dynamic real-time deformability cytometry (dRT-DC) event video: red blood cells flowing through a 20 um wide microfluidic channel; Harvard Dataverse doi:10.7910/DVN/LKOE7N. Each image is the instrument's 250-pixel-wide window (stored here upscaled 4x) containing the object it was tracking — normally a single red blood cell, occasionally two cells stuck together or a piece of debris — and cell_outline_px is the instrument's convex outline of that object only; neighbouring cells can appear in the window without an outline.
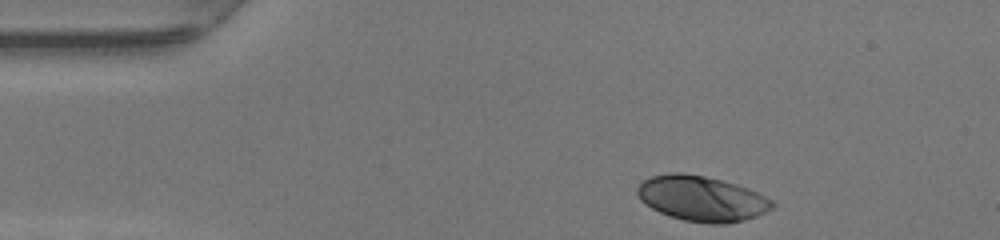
{"species": "human", "species_latin": "Homo sapiens", "temperature_condition": "warm", "stored_images_in_passage": 32, "camera_frame_rate_fps": 3000, "um_per_image_px": 0.085, "donor": {"sex": "female"}, "frame": {"image": 1, "passage_image": 1, "time_ms": 0.0, "image_size_px": [1000, 240], "cell_outline_px": [[776, 204], [772, 208], [756, 216], [744, 220], [728, 224], [708, 224], [684, 220], [660, 212], [644, 204], [640, 200], [636, 192], [636, 188], [644, 180], [652, 176], [672, 172], [684, 172], [704, 176], [736, 184], [748, 188], [772, 200]], "centroid_in_image_um": [59.63, 16.88], "position_along_channel_um": 25.4, "area_um2": 35.55}}
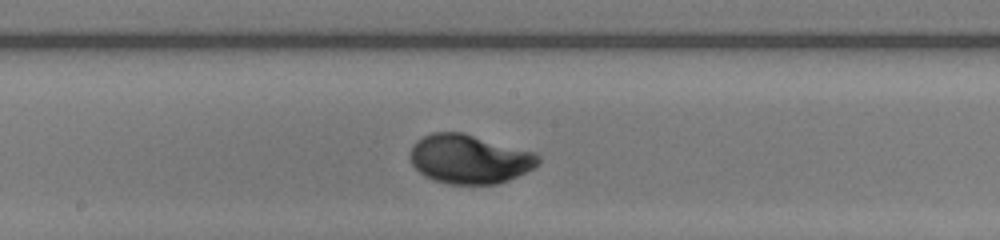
{"frame": {"image": 2, "passage_image": 19, "time_ms": 6.0, "image_size_px": [1000, 240], "cell_outline_px": [[540, 164], [508, 180], [496, 184], [448, 184], [432, 180], [424, 176], [412, 164], [408, 156], [412, 144], [416, 140], [432, 132], [464, 132], [532, 152], [540, 156]], "centroid_in_image_um": [39.84, 13.51], "position_along_channel_um": 208.4, "area_um2": 36.7}}
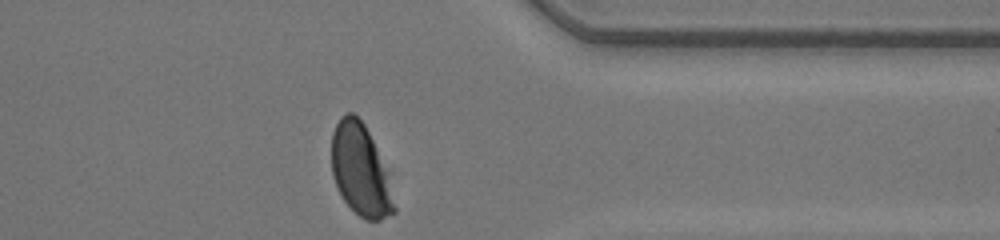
{"frame": {"image": 3, "passage_image": 32, "time_ms": 10.333, "image_size_px": [1000, 240], "cell_outline_px": [[396, 212], [380, 220], [368, 220], [360, 216], [344, 200], [332, 176], [332, 132], [340, 116], [348, 112], [352, 112], [364, 124], [388, 168], [396, 208]], "centroid_in_image_um": [30.67, 14.46], "position_along_channel_um": 380.7, "area_um2": 33.58}, "authors_computed_cell_mechanics": {"area_um2": 36.1539, "velocity_mm_per_s": 4.2173, "shape_relaxation_time_tau1_ms": 2.3301, "shape_relaxation_time_tau2_ms": null, "deformation_change_tau1": 0.1551, "deformation_change_tau2": null}}